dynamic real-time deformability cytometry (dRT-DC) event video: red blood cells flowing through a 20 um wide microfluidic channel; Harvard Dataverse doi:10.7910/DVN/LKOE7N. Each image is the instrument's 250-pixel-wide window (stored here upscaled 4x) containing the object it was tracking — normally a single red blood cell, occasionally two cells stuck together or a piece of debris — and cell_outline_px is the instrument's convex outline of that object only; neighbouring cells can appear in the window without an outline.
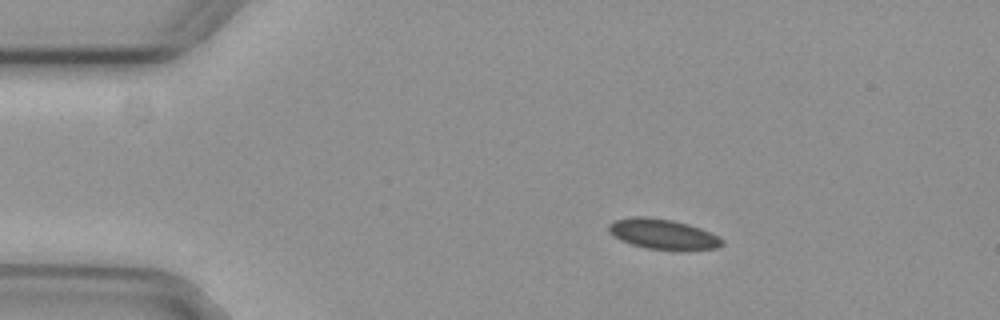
{"species": "common noctule bat (a hibernating species)", "species_latin": "Nyctalus noctula", "temperature_condition": "cold", "stored_images_in_passage": 7, "camera_frame_rate_fps": 3000, "um_per_image_px": 0.085, "animal": {"sex": "female", "body_mass_g": 29.2, "forearm_length_mm": 56.3}, "frame": {"image": 1, "passage_image": 2, "time_ms": 0.333, "image_size_px": [1000, 320], "cell_outline_px": [[724, 244], [716, 248], [680, 252], [648, 248], [632, 244], [620, 240], [608, 232], [608, 224], [616, 220], [632, 216], [648, 216], [672, 220], [688, 224], [712, 232], [724, 240]], "centroid_in_image_um": [56.39, 19.92], "position_along_channel_um": 28.6, "area_um2": 20.46}}
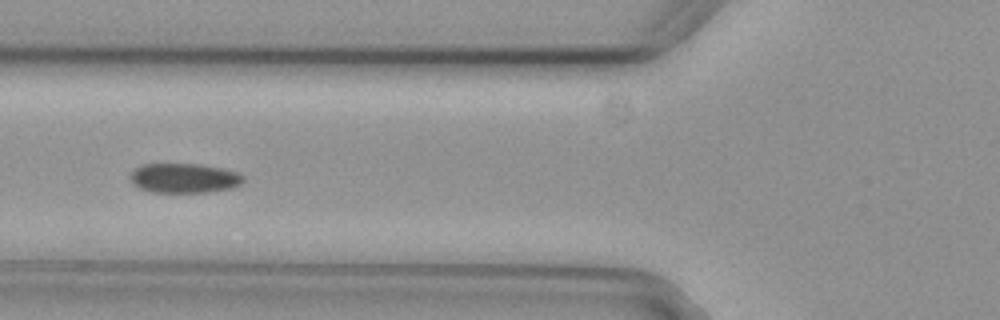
{"frame": {"image": 2, "passage_image": 5, "time_ms": 1.333, "image_size_px": [1000, 320], "cell_outline_px": [[244, 180], [240, 184], [232, 188], [208, 192], [152, 192], [140, 188], [132, 184], [128, 180], [128, 176], [140, 164], [200, 164], [220, 168], [236, 172], [244, 176]], "centroid_in_image_um": [15.61, 15.14], "position_along_channel_um": 110.2, "area_um2": 19.59}}
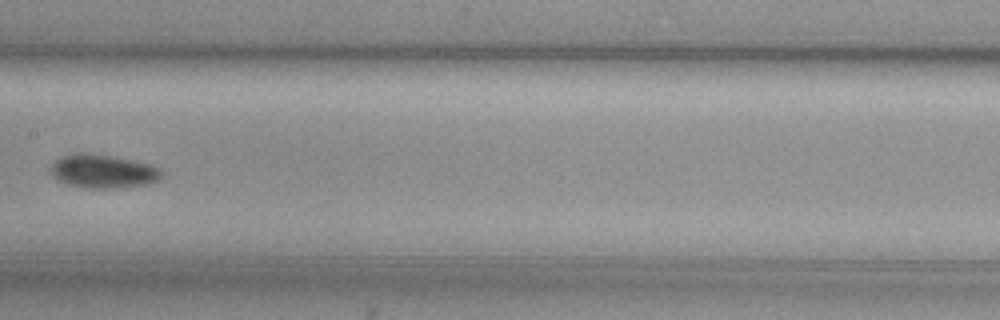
{"frame": {"image": 3, "passage_image": 7, "time_ms": 2.0, "image_size_px": [1000, 320], "cell_outline_px": [[164, 172], [160, 180], [148, 184], [124, 188], [84, 188], [64, 184], [56, 180], [48, 172], [48, 168], [60, 156], [76, 152], [88, 152], [112, 156], [152, 164], [160, 168]], "centroid_in_image_um": [8.73, 14.56], "position_along_channel_um": 198.7, "area_um2": 22.54}}